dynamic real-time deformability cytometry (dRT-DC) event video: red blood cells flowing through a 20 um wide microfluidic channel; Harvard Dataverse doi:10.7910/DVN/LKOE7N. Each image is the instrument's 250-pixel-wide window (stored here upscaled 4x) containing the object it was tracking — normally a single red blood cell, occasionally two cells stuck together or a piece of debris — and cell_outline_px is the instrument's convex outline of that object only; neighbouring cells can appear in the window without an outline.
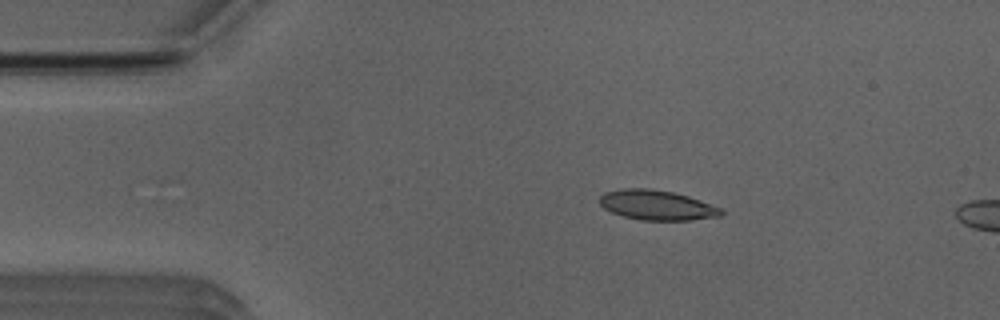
{"species": "Egyptian fruit bat (a non-hibernating species)", "species_latin": "Rousettus aegyptiacus", "temperature_condition": "room temperature", "stored_images_in_passage": 37, "camera_frame_rate_fps": 3000, "um_per_image_px": 0.085, "animal": {"sex": "male"}, "frame": {"image": 1, "passage_image": 1, "time_ms": 0.0, "image_size_px": [1000, 320], "cell_outline_px": [[724, 212], [720, 216], [688, 220], [640, 220], [624, 216], [612, 212], [604, 208], [600, 204], [600, 196], [604, 192], [620, 188], [648, 188], [672, 192], [688, 196], [700, 200], [720, 208]], "centroid_in_image_um": [55.8, 17.43], "position_along_channel_um": 29.2, "area_um2": 21.04}}
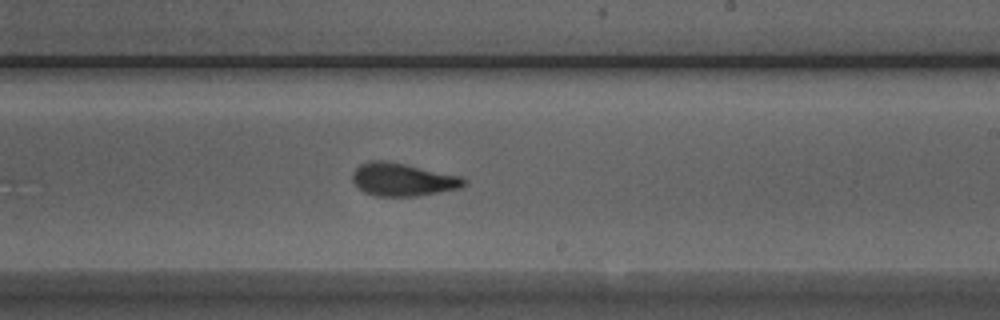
{"frame": {"image": 2, "passage_image": 22, "time_ms": 7.0, "image_size_px": [1000, 320], "cell_outline_px": [[468, 184], [460, 188], [416, 196], [376, 196], [364, 192], [352, 180], [352, 172], [360, 164], [368, 160], [384, 160], [464, 176], [468, 180]], "centroid_in_image_um": [34.27, 15.25], "position_along_channel_um": 254.7, "area_um2": 21.56}}
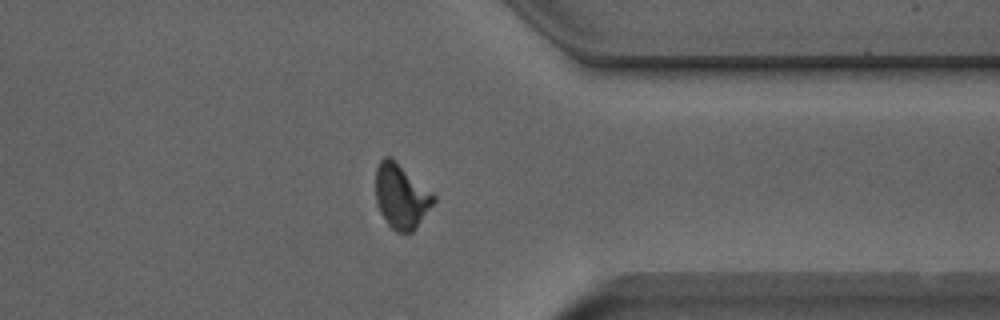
{"frame": {"image": 3, "passage_image": 32, "time_ms": 10.333, "image_size_px": [1000, 320], "cell_outline_px": [[436, 200], [416, 228], [412, 232], [396, 232], [388, 224], [380, 212], [376, 200], [376, 168], [380, 160], [384, 156], [392, 156], [432, 192], [436, 196]], "centroid_in_image_um": [34.1, 16.65], "position_along_channel_um": 377.3, "area_um2": 21.91}, "authors_computed_cell_mechanics": {"area_um2": 21.4438, "velocity_mm_per_s": 3.9341, "shape_relaxation_time_tau1_ms": 6.1666, "shape_relaxation_time_tau2_ms": 1.6338, "deformation_change_tau1": 0.1946, "deformation_change_tau2": 0.0848}}